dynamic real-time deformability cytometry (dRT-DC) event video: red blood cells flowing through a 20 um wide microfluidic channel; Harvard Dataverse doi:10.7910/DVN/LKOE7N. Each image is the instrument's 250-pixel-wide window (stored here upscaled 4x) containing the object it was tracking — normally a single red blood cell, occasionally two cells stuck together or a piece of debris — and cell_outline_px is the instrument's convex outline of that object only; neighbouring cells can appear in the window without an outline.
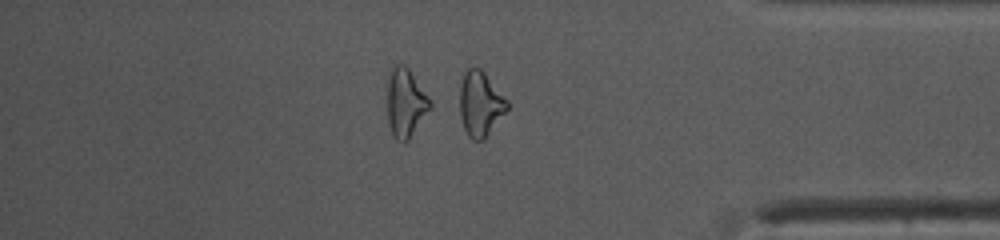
{"species": "common noctule bat (a hibernating species)", "species_latin": "Nyctalus noctula", "temperature_condition": "warm", "stored_images_in_passage": 41, "camera_frame_rate_fps": 3000, "um_per_image_px": 0.085, "animal": {"sex": "female", "body_mass_g": 10.0, "forearm_length_mm": 53.1}, "frame": {"image": 1, "passage_image": 35, "time_ms": 11.333, "image_size_px": [1000, 240], "cell_outline_px": [[508, 108], [484, 140], [472, 140], [468, 136], [464, 128], [460, 116], [460, 84], [464, 72], [468, 68], [480, 68], [484, 72], [508, 100]], "centroid_in_image_um": [40.82, 8.83], "position_along_channel_um": 394.4, "area_um2": 17.86}, "authors_computed_cell_mechanics": {"area_um2": 18.0914, "velocity_mm_per_s": 4.247, "shape_relaxation_time_tau1_ms": 4.5082, "shape_relaxation_time_tau2_ms": 2.822, "deformation_change_tau1": 0.187, "deformation_change_tau2": 0.0959}}